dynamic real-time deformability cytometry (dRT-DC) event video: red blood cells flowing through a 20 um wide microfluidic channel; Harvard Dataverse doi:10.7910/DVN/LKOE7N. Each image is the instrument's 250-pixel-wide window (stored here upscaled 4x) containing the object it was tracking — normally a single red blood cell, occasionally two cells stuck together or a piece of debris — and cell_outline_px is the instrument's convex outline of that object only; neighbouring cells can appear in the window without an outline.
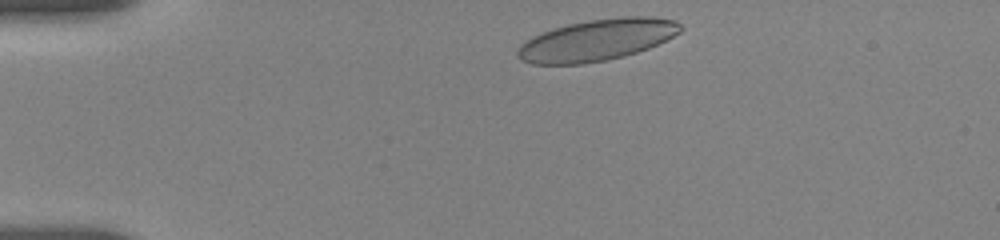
{"species": "human", "species_latin": "Homo sapiens", "temperature_condition": "room temperature", "stored_images_in_passage": 47, "camera_frame_rate_fps": 3000, "um_per_image_px": 0.085, "donor": {"sex": "female"}, "frame": {"image": 1, "passage_image": 2, "time_ms": 0.333, "image_size_px": [1000, 240], "cell_outline_px": [[684, 28], [680, 32], [648, 48], [624, 56], [584, 64], [532, 64], [520, 60], [516, 56], [516, 52], [532, 36], [552, 28], [568, 24], [588, 20], [624, 16], [648, 16], [676, 20]], "centroid_in_image_um": [50.74, 3.39], "position_along_channel_um": 34.3, "area_um2": 39.19}}
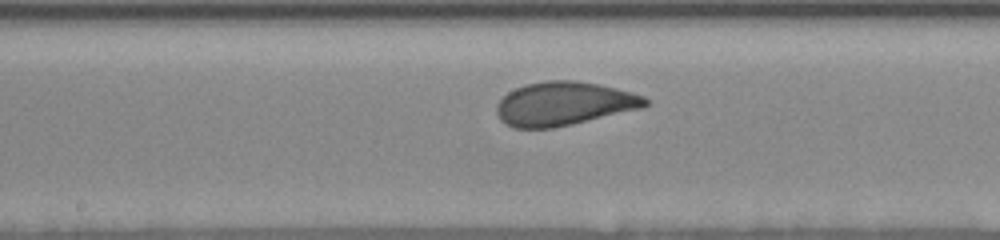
{"frame": {"image": 2, "passage_image": 26, "time_ms": 6.333, "image_size_px": [1000, 240], "cell_outline_px": [[648, 104], [644, 108], [572, 124], [552, 128], [512, 128], [504, 124], [500, 120], [496, 112], [496, 104], [508, 92], [516, 88], [528, 84], [548, 80], [576, 80], [600, 84], [616, 88], [644, 96], [648, 100]], "centroid_in_image_um": [47.93, 8.82], "position_along_channel_um": 200.3, "area_um2": 37.97}}
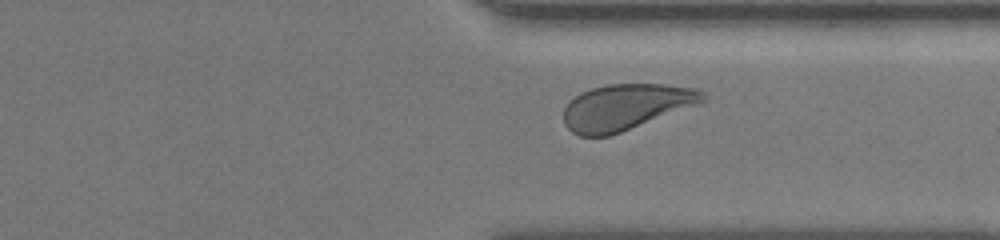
{"frame": {"image": 3, "passage_image": 45, "time_ms": 10.667, "image_size_px": [1000, 240], "cell_outline_px": [[708, 92], [704, 100], [700, 104], [620, 132], [608, 136], [580, 136], [572, 132], [564, 124], [564, 108], [580, 92], [592, 88], [608, 84], [664, 84], [696, 88]], "centroid_in_image_um": [53.23, 9.08], "position_along_channel_um": 358.2, "area_um2": 37.22}}